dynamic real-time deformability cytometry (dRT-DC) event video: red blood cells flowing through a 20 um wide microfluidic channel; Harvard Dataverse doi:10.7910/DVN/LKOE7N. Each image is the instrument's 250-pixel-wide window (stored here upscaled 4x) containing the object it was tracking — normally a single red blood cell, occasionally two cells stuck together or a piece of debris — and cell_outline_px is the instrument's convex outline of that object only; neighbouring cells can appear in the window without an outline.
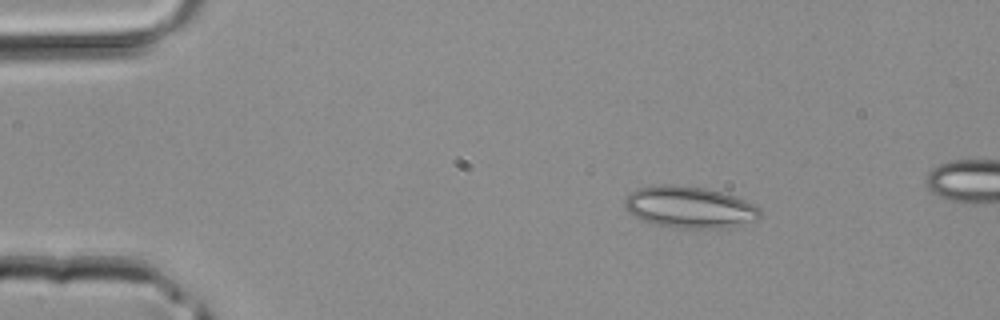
{"species": "common noctule bat (a hibernating species)", "species_latin": "Nyctalus noctula", "temperature_condition": "room temperature", "stored_images_in_passage": 21, "camera_frame_rate_fps": 3000, "um_per_image_px": 0.085, "animal": {"sex": "male", "body_mass_g": 20.4}, "frame": {"image": 1, "passage_image": 1, "time_ms": 0.0, "image_size_px": [1000, 320], "cell_outline_px": [[760, 216], [756, 220], [720, 228], [672, 228], [656, 224], [644, 220], [628, 212], [624, 208], [624, 200], [632, 192], [640, 188], [660, 184], [672, 184], [708, 188], [724, 192], [756, 204], [760, 208]], "centroid_in_image_um": [58.62, 17.6], "position_along_channel_um": 26.4, "area_um2": 32.83}}
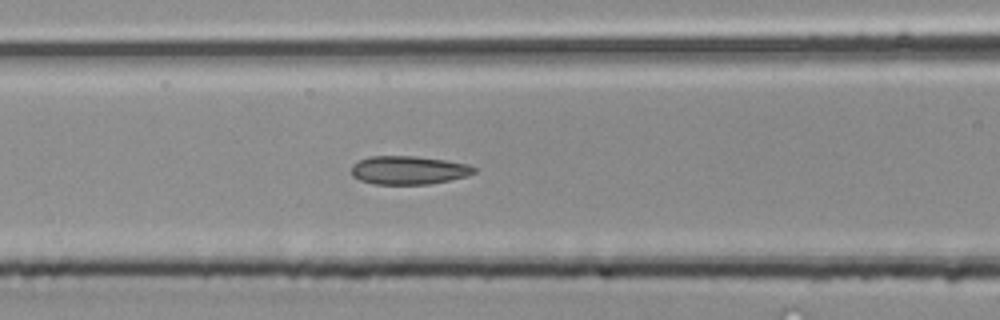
{"frame": {"image": 2, "passage_image": 12, "time_ms": 3.667, "image_size_px": [1000, 320], "cell_outline_px": [[476, 172], [468, 176], [428, 184], [376, 184], [360, 180], [352, 176], [352, 164], [368, 156], [416, 156], [444, 160], [468, 164], [476, 168]], "centroid_in_image_um": [34.73, 14.46], "position_along_channel_um": 131.9, "area_um2": 20.29}}
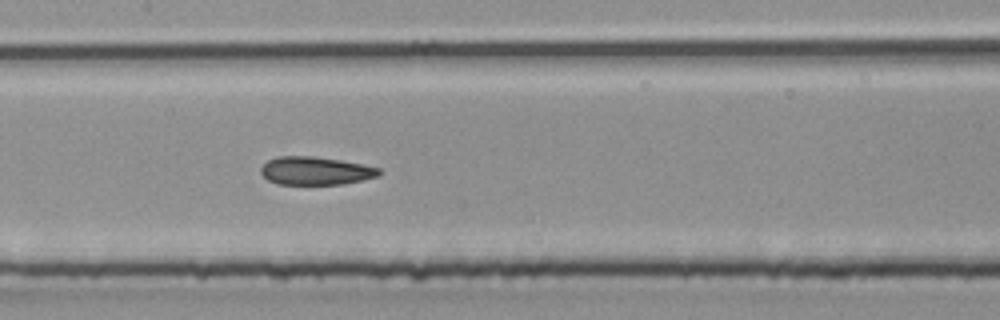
{"frame": {"image": 3, "passage_image": 15, "time_ms": 4.667, "image_size_px": [1000, 320], "cell_outline_px": [[380, 176], [340, 184], [276, 184], [268, 180], [260, 172], [260, 168], [268, 160], [276, 156], [312, 156], [340, 160], [364, 164], [380, 168]], "centroid_in_image_um": [26.81, 14.51], "position_along_channel_um": 180.6, "area_um2": 19.36}}